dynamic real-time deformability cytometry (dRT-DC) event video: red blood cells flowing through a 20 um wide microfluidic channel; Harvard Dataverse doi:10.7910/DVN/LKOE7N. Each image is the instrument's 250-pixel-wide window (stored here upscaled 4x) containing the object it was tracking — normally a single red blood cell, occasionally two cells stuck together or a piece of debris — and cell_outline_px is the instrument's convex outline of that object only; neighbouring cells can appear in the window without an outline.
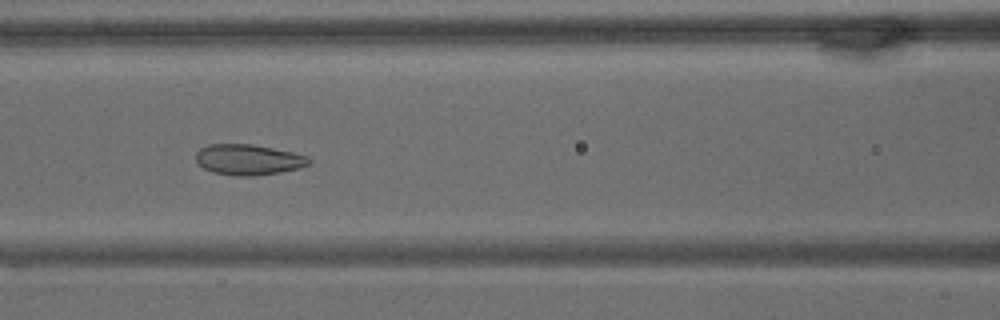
{"species": "common noctule bat (a hibernating species)", "species_latin": "Nyctalus noctula", "temperature_condition": "warm", "stored_images_in_passage": 66, "camera_frame_rate_fps": 3000, "um_per_image_px": 0.085, "animal": {"sex": "male", "body_mass_g": 15.6}, "frame": {"image": 1, "passage_image": 27, "time_ms": 8.667, "image_size_px": [1000, 320], "cell_outline_px": [[312, 160], [308, 164], [296, 168], [280, 172], [252, 176], [236, 176], [212, 172], [196, 164], [196, 152], [200, 148], [208, 144], [252, 144], [292, 152], [308, 156]], "centroid_in_image_um": [21.06, 13.57], "position_along_channel_um": 145.5, "area_um2": 20.17}}
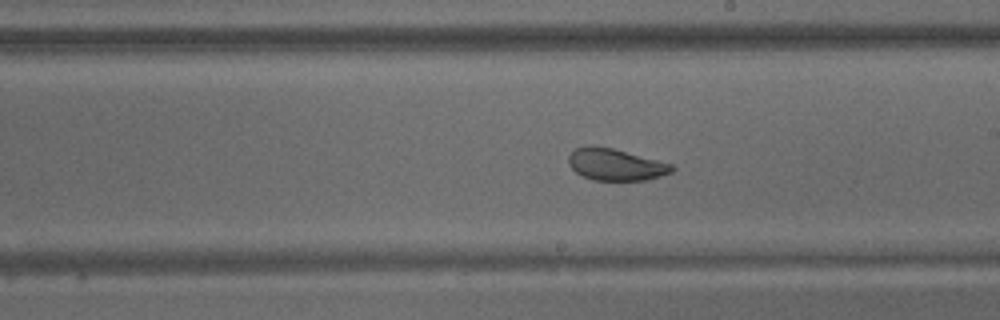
{"frame": {"image": 2, "passage_image": 36, "time_ms": 11.667, "image_size_px": [1000, 320], "cell_outline_px": [[676, 168], [672, 172], [660, 176], [644, 180], [592, 180], [576, 172], [568, 164], [568, 156], [576, 148], [588, 144], [592, 144], [612, 148], [672, 164]], "centroid_in_image_um": [52.3, 13.97], "position_along_channel_um": 236.7, "area_um2": 19.13}}
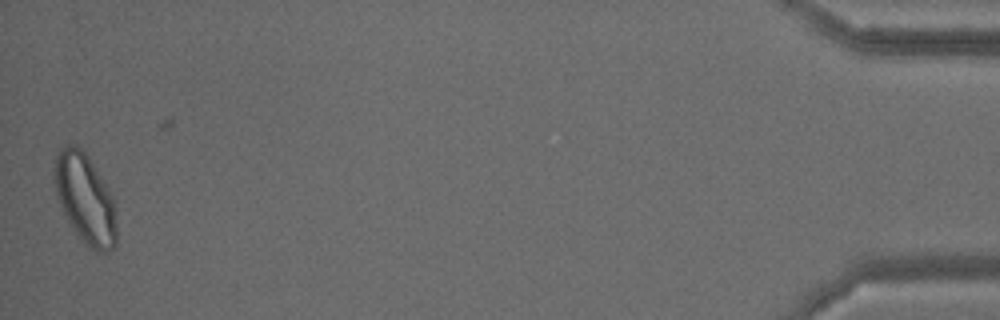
{"frame": {"image": 3, "passage_image": 64, "time_ms": 21.0, "image_size_px": [1000, 320], "cell_outline_px": [[116, 248], [104, 252], [96, 252], [88, 248], [80, 240], [68, 220], [60, 204], [56, 192], [52, 172], [56, 156], [60, 148], [64, 144], [76, 144], [88, 156], [100, 176], [116, 208]], "centroid_in_image_um": [7.22, 16.91], "position_along_channel_um": 428.0, "area_um2": 32.54}, "authors_computed_cell_mechanics": {"area_um2": 25.2586, "velocity_mm_per_s": 3.0529, "shape_relaxation_time_tau1_ms": 7.7017, "shape_relaxation_time_tau2_ms": 1.5661, "deformation_change_tau1": 0.1311, "deformation_change_tau2": 0.0725}}